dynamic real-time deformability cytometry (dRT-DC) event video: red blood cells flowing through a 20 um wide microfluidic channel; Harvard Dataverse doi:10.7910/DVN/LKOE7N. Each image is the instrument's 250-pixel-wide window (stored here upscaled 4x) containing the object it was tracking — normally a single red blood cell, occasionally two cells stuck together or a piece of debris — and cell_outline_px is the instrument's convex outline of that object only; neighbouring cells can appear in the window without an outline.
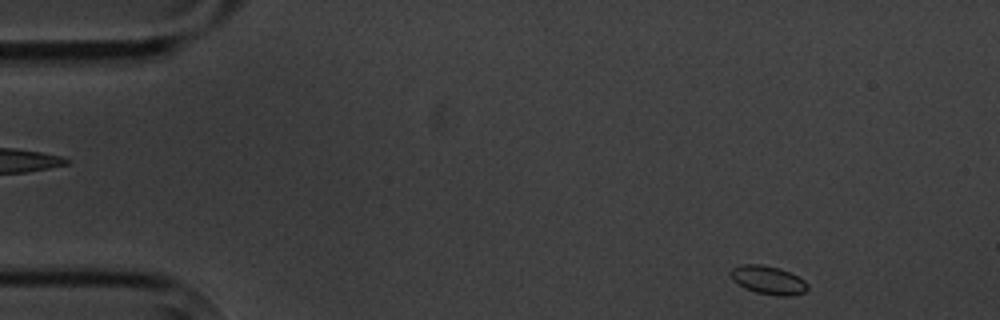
{"species": "common noctule bat (a hibernating species)", "species_latin": "Nyctalus noctula", "temperature_condition": "cold", "stored_images_in_passage": 6, "camera_frame_rate_fps": 3000, "um_per_image_px": 0.085, "animal": {"sex": "male", "body_mass_g": 20.1, "forearm_length_mm": 53.5}, "frame": {"image": 1, "passage_image": 6, "time_ms": 5.667, "image_size_px": [1000, 320], "cell_outline_px": [[808, 288], [804, 292], [792, 296], [776, 296], [756, 292], [744, 288], [732, 280], [728, 272], [732, 268], [740, 264], [760, 264], [780, 268], [804, 280], [808, 284]], "centroid_in_image_um": [65.26, 23.8], "position_along_channel_um": 19.7, "area_um2": 12.89}}